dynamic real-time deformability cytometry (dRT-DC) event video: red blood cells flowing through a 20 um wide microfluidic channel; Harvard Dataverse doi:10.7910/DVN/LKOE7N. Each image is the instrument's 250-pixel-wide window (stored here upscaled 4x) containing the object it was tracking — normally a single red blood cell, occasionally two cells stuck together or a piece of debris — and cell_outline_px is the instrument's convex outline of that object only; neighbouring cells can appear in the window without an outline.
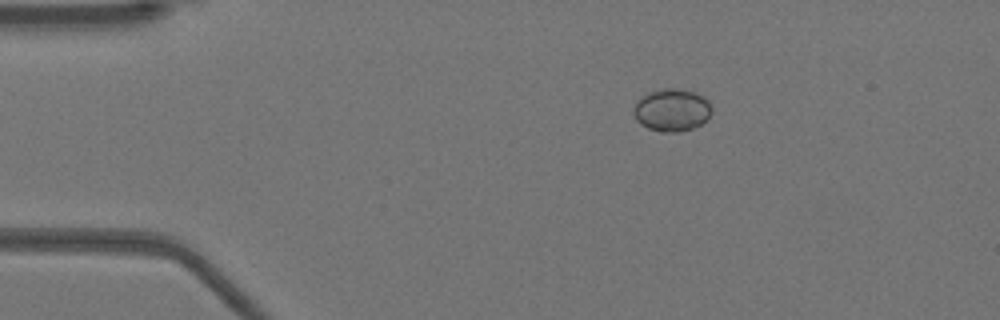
{"species": "Egyptian fruit bat (a non-hibernating species)", "species_latin": "Rousettus aegyptiacus", "temperature_condition": "warm", "stored_images_in_passage": 43, "camera_frame_rate_fps": 3000, "um_per_image_px": 0.085, "animal": {"sex": "female"}, "frame": {"image": 1, "passage_image": 1, "time_ms": 0.0, "image_size_px": [1000, 320], "cell_outline_px": [[712, 112], [708, 120], [692, 128], [680, 132], [660, 132], [648, 128], [640, 124], [636, 120], [632, 112], [632, 108], [640, 96], [648, 92], [664, 88], [684, 88], [696, 92], [704, 96], [708, 100], [712, 108]], "centroid_in_image_um": [57.1, 9.34], "position_along_channel_um": 27.9, "area_um2": 19.94}}
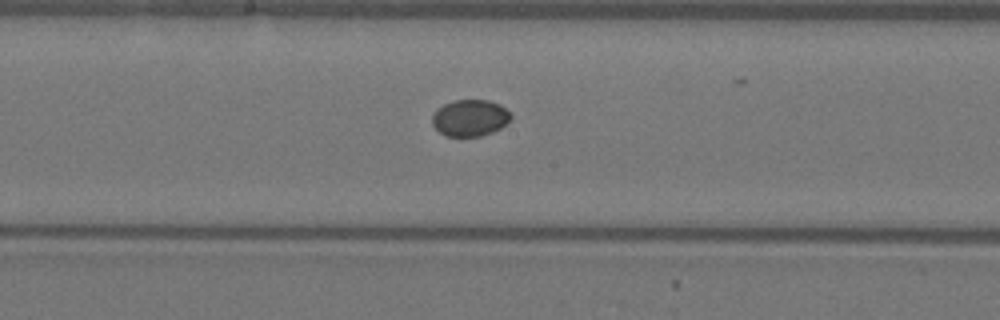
{"frame": {"image": 2, "passage_image": 19, "time_ms": 6.0, "image_size_px": [1000, 320], "cell_outline_px": [[512, 116], [508, 124], [492, 132], [480, 136], [444, 136], [432, 124], [432, 116], [436, 108], [452, 100], [488, 100], [500, 104]], "centroid_in_image_um": [39.94, 10.02], "position_along_channel_um": 208.3, "area_um2": 16.88}}
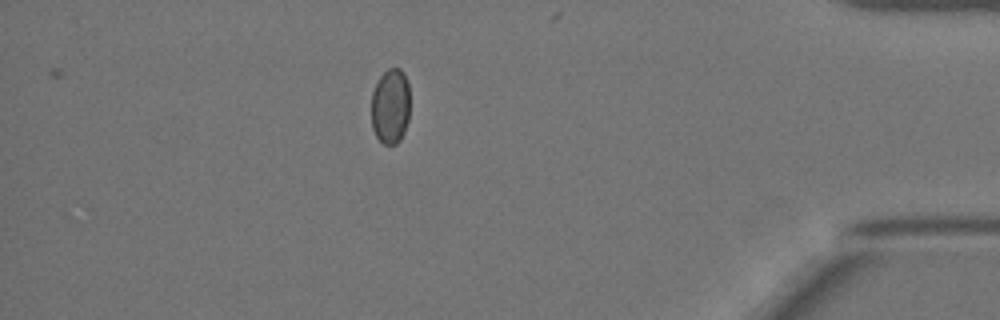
{"frame": {"image": 3, "passage_image": 37, "time_ms": 12.0, "image_size_px": [1000, 320], "cell_outline_px": [[408, 120], [404, 132], [400, 140], [396, 144], [384, 144], [376, 136], [372, 128], [372, 92], [380, 76], [388, 68], [400, 68], [404, 72], [408, 84]], "centroid_in_image_um": [33.18, 9.02], "position_along_channel_um": 402.0, "area_um2": 16.88}}